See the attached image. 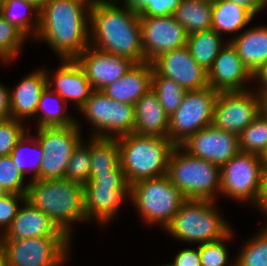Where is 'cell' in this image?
Returning a JSON list of instances; mask_svg holds the SVG:
<instances>
[{
    "label": "cell",
    "mask_w": 267,
    "mask_h": 266,
    "mask_svg": "<svg viewBox=\"0 0 267 266\" xmlns=\"http://www.w3.org/2000/svg\"><path fill=\"white\" fill-rule=\"evenodd\" d=\"M33 40L48 43L59 60L76 59L90 45V7L78 0H46Z\"/></svg>",
    "instance_id": "obj_1"
},
{
    "label": "cell",
    "mask_w": 267,
    "mask_h": 266,
    "mask_svg": "<svg viewBox=\"0 0 267 266\" xmlns=\"http://www.w3.org/2000/svg\"><path fill=\"white\" fill-rule=\"evenodd\" d=\"M118 4L99 1L90 7V46L135 64L145 63L140 16Z\"/></svg>",
    "instance_id": "obj_2"
},
{
    "label": "cell",
    "mask_w": 267,
    "mask_h": 266,
    "mask_svg": "<svg viewBox=\"0 0 267 266\" xmlns=\"http://www.w3.org/2000/svg\"><path fill=\"white\" fill-rule=\"evenodd\" d=\"M26 200L50 216L70 239L73 223H88L84 210V188L79 183L65 178L34 179L29 181Z\"/></svg>",
    "instance_id": "obj_3"
},
{
    "label": "cell",
    "mask_w": 267,
    "mask_h": 266,
    "mask_svg": "<svg viewBox=\"0 0 267 266\" xmlns=\"http://www.w3.org/2000/svg\"><path fill=\"white\" fill-rule=\"evenodd\" d=\"M117 140L128 184L167 175L169 157L176 147L168 138L131 133Z\"/></svg>",
    "instance_id": "obj_4"
},
{
    "label": "cell",
    "mask_w": 267,
    "mask_h": 266,
    "mask_svg": "<svg viewBox=\"0 0 267 266\" xmlns=\"http://www.w3.org/2000/svg\"><path fill=\"white\" fill-rule=\"evenodd\" d=\"M216 202L186 199L164 230L179 241L198 245L220 240L233 228L218 211Z\"/></svg>",
    "instance_id": "obj_5"
},
{
    "label": "cell",
    "mask_w": 267,
    "mask_h": 266,
    "mask_svg": "<svg viewBox=\"0 0 267 266\" xmlns=\"http://www.w3.org/2000/svg\"><path fill=\"white\" fill-rule=\"evenodd\" d=\"M167 176L186 199L217 200L220 166L186 153L176 146L168 161Z\"/></svg>",
    "instance_id": "obj_6"
},
{
    "label": "cell",
    "mask_w": 267,
    "mask_h": 266,
    "mask_svg": "<svg viewBox=\"0 0 267 266\" xmlns=\"http://www.w3.org/2000/svg\"><path fill=\"white\" fill-rule=\"evenodd\" d=\"M186 198L167 175L143 179L131 185V203L146 225L165 229ZM143 218V219H142Z\"/></svg>",
    "instance_id": "obj_7"
},
{
    "label": "cell",
    "mask_w": 267,
    "mask_h": 266,
    "mask_svg": "<svg viewBox=\"0 0 267 266\" xmlns=\"http://www.w3.org/2000/svg\"><path fill=\"white\" fill-rule=\"evenodd\" d=\"M83 188L86 219L102 226L116 218L124 200L131 201V185L120 165L112 173L91 174Z\"/></svg>",
    "instance_id": "obj_8"
},
{
    "label": "cell",
    "mask_w": 267,
    "mask_h": 266,
    "mask_svg": "<svg viewBox=\"0 0 267 266\" xmlns=\"http://www.w3.org/2000/svg\"><path fill=\"white\" fill-rule=\"evenodd\" d=\"M68 236L0 239L6 266H61L70 254Z\"/></svg>",
    "instance_id": "obj_9"
},
{
    "label": "cell",
    "mask_w": 267,
    "mask_h": 266,
    "mask_svg": "<svg viewBox=\"0 0 267 266\" xmlns=\"http://www.w3.org/2000/svg\"><path fill=\"white\" fill-rule=\"evenodd\" d=\"M79 112L93 127L91 137L118 138L133 133L134 105L117 102L101 90H94Z\"/></svg>",
    "instance_id": "obj_10"
},
{
    "label": "cell",
    "mask_w": 267,
    "mask_h": 266,
    "mask_svg": "<svg viewBox=\"0 0 267 266\" xmlns=\"http://www.w3.org/2000/svg\"><path fill=\"white\" fill-rule=\"evenodd\" d=\"M265 173L259 155L239 151L220 167V194L255 206Z\"/></svg>",
    "instance_id": "obj_11"
},
{
    "label": "cell",
    "mask_w": 267,
    "mask_h": 266,
    "mask_svg": "<svg viewBox=\"0 0 267 266\" xmlns=\"http://www.w3.org/2000/svg\"><path fill=\"white\" fill-rule=\"evenodd\" d=\"M218 95L219 91L210 86L185 93L181 105L169 117L168 139L175 146L202 128L212 125Z\"/></svg>",
    "instance_id": "obj_12"
},
{
    "label": "cell",
    "mask_w": 267,
    "mask_h": 266,
    "mask_svg": "<svg viewBox=\"0 0 267 266\" xmlns=\"http://www.w3.org/2000/svg\"><path fill=\"white\" fill-rule=\"evenodd\" d=\"M80 122L64 127L36 128V139L45 154L39 180L64 178L74 148L83 139Z\"/></svg>",
    "instance_id": "obj_13"
},
{
    "label": "cell",
    "mask_w": 267,
    "mask_h": 266,
    "mask_svg": "<svg viewBox=\"0 0 267 266\" xmlns=\"http://www.w3.org/2000/svg\"><path fill=\"white\" fill-rule=\"evenodd\" d=\"M260 113V97L253 88L219 92L214 106L212 125L239 135Z\"/></svg>",
    "instance_id": "obj_14"
},
{
    "label": "cell",
    "mask_w": 267,
    "mask_h": 266,
    "mask_svg": "<svg viewBox=\"0 0 267 266\" xmlns=\"http://www.w3.org/2000/svg\"><path fill=\"white\" fill-rule=\"evenodd\" d=\"M141 43L146 62L160 54L187 44L188 34L173 15L166 17L140 16Z\"/></svg>",
    "instance_id": "obj_15"
},
{
    "label": "cell",
    "mask_w": 267,
    "mask_h": 266,
    "mask_svg": "<svg viewBox=\"0 0 267 266\" xmlns=\"http://www.w3.org/2000/svg\"><path fill=\"white\" fill-rule=\"evenodd\" d=\"M186 153L222 166L239 150L238 135L216 128H202L179 145Z\"/></svg>",
    "instance_id": "obj_16"
},
{
    "label": "cell",
    "mask_w": 267,
    "mask_h": 266,
    "mask_svg": "<svg viewBox=\"0 0 267 266\" xmlns=\"http://www.w3.org/2000/svg\"><path fill=\"white\" fill-rule=\"evenodd\" d=\"M151 64L157 74L174 80L186 91L209 86L208 71L193 59L187 46L164 52Z\"/></svg>",
    "instance_id": "obj_17"
},
{
    "label": "cell",
    "mask_w": 267,
    "mask_h": 266,
    "mask_svg": "<svg viewBox=\"0 0 267 266\" xmlns=\"http://www.w3.org/2000/svg\"><path fill=\"white\" fill-rule=\"evenodd\" d=\"M94 90H102L124 76L135 63L88 46L76 59Z\"/></svg>",
    "instance_id": "obj_18"
},
{
    "label": "cell",
    "mask_w": 267,
    "mask_h": 266,
    "mask_svg": "<svg viewBox=\"0 0 267 266\" xmlns=\"http://www.w3.org/2000/svg\"><path fill=\"white\" fill-rule=\"evenodd\" d=\"M60 64L52 75L45 69L47 87L62 97L65 102L73 104L79 111L94 89L83 68L75 59H61Z\"/></svg>",
    "instance_id": "obj_19"
},
{
    "label": "cell",
    "mask_w": 267,
    "mask_h": 266,
    "mask_svg": "<svg viewBox=\"0 0 267 266\" xmlns=\"http://www.w3.org/2000/svg\"><path fill=\"white\" fill-rule=\"evenodd\" d=\"M253 81V74L244 65L230 42L219 52L208 70L209 86L219 92L247 90L246 82Z\"/></svg>",
    "instance_id": "obj_20"
},
{
    "label": "cell",
    "mask_w": 267,
    "mask_h": 266,
    "mask_svg": "<svg viewBox=\"0 0 267 266\" xmlns=\"http://www.w3.org/2000/svg\"><path fill=\"white\" fill-rule=\"evenodd\" d=\"M67 236L41 210L34 207L26 199L19 207L11 226L0 236V239H25L32 237Z\"/></svg>",
    "instance_id": "obj_21"
},
{
    "label": "cell",
    "mask_w": 267,
    "mask_h": 266,
    "mask_svg": "<svg viewBox=\"0 0 267 266\" xmlns=\"http://www.w3.org/2000/svg\"><path fill=\"white\" fill-rule=\"evenodd\" d=\"M47 87L45 69L39 68L22 78L9 89L11 118L24 121L35 116L42 92Z\"/></svg>",
    "instance_id": "obj_22"
},
{
    "label": "cell",
    "mask_w": 267,
    "mask_h": 266,
    "mask_svg": "<svg viewBox=\"0 0 267 266\" xmlns=\"http://www.w3.org/2000/svg\"><path fill=\"white\" fill-rule=\"evenodd\" d=\"M151 62L135 64L124 76L101 91L121 103L135 105L152 88Z\"/></svg>",
    "instance_id": "obj_23"
},
{
    "label": "cell",
    "mask_w": 267,
    "mask_h": 266,
    "mask_svg": "<svg viewBox=\"0 0 267 266\" xmlns=\"http://www.w3.org/2000/svg\"><path fill=\"white\" fill-rule=\"evenodd\" d=\"M135 126L138 135L168 138L169 116L163 110L156 93L150 89L134 105Z\"/></svg>",
    "instance_id": "obj_24"
},
{
    "label": "cell",
    "mask_w": 267,
    "mask_h": 266,
    "mask_svg": "<svg viewBox=\"0 0 267 266\" xmlns=\"http://www.w3.org/2000/svg\"><path fill=\"white\" fill-rule=\"evenodd\" d=\"M228 41L252 74L267 62V25L247 28Z\"/></svg>",
    "instance_id": "obj_25"
},
{
    "label": "cell",
    "mask_w": 267,
    "mask_h": 266,
    "mask_svg": "<svg viewBox=\"0 0 267 266\" xmlns=\"http://www.w3.org/2000/svg\"><path fill=\"white\" fill-rule=\"evenodd\" d=\"M254 16L244 7L227 1L214 0L212 1V28L220 36L229 33H241L244 27L248 25Z\"/></svg>",
    "instance_id": "obj_26"
},
{
    "label": "cell",
    "mask_w": 267,
    "mask_h": 266,
    "mask_svg": "<svg viewBox=\"0 0 267 266\" xmlns=\"http://www.w3.org/2000/svg\"><path fill=\"white\" fill-rule=\"evenodd\" d=\"M51 102V103H50ZM68 103L46 87L36 109V127H64L77 124V120L66 112ZM39 115V116H38Z\"/></svg>",
    "instance_id": "obj_27"
},
{
    "label": "cell",
    "mask_w": 267,
    "mask_h": 266,
    "mask_svg": "<svg viewBox=\"0 0 267 266\" xmlns=\"http://www.w3.org/2000/svg\"><path fill=\"white\" fill-rule=\"evenodd\" d=\"M173 17L189 35L212 28V1L182 0Z\"/></svg>",
    "instance_id": "obj_28"
},
{
    "label": "cell",
    "mask_w": 267,
    "mask_h": 266,
    "mask_svg": "<svg viewBox=\"0 0 267 266\" xmlns=\"http://www.w3.org/2000/svg\"><path fill=\"white\" fill-rule=\"evenodd\" d=\"M224 42L222 36L210 29L189 34L186 46L193 59L208 71L219 52L229 41Z\"/></svg>",
    "instance_id": "obj_29"
},
{
    "label": "cell",
    "mask_w": 267,
    "mask_h": 266,
    "mask_svg": "<svg viewBox=\"0 0 267 266\" xmlns=\"http://www.w3.org/2000/svg\"><path fill=\"white\" fill-rule=\"evenodd\" d=\"M33 136L30 135V130H27L10 154L15 166L24 176L27 172L33 173L28 181L39 180L40 166L45 156L39 141Z\"/></svg>",
    "instance_id": "obj_30"
},
{
    "label": "cell",
    "mask_w": 267,
    "mask_h": 266,
    "mask_svg": "<svg viewBox=\"0 0 267 266\" xmlns=\"http://www.w3.org/2000/svg\"><path fill=\"white\" fill-rule=\"evenodd\" d=\"M39 13L40 10L36 6L23 0H6L0 12L6 20L18 28L27 38L32 35L30 39H34L38 32Z\"/></svg>",
    "instance_id": "obj_31"
},
{
    "label": "cell",
    "mask_w": 267,
    "mask_h": 266,
    "mask_svg": "<svg viewBox=\"0 0 267 266\" xmlns=\"http://www.w3.org/2000/svg\"><path fill=\"white\" fill-rule=\"evenodd\" d=\"M91 174L112 173L120 165L117 138L90 137Z\"/></svg>",
    "instance_id": "obj_32"
},
{
    "label": "cell",
    "mask_w": 267,
    "mask_h": 266,
    "mask_svg": "<svg viewBox=\"0 0 267 266\" xmlns=\"http://www.w3.org/2000/svg\"><path fill=\"white\" fill-rule=\"evenodd\" d=\"M157 95L163 110L170 117L181 105L183 97L187 92L174 80L160 76L154 70L152 73V88Z\"/></svg>",
    "instance_id": "obj_33"
},
{
    "label": "cell",
    "mask_w": 267,
    "mask_h": 266,
    "mask_svg": "<svg viewBox=\"0 0 267 266\" xmlns=\"http://www.w3.org/2000/svg\"><path fill=\"white\" fill-rule=\"evenodd\" d=\"M239 251L235 266H267V226L259 229Z\"/></svg>",
    "instance_id": "obj_34"
},
{
    "label": "cell",
    "mask_w": 267,
    "mask_h": 266,
    "mask_svg": "<svg viewBox=\"0 0 267 266\" xmlns=\"http://www.w3.org/2000/svg\"><path fill=\"white\" fill-rule=\"evenodd\" d=\"M87 141L86 144L82 139L74 148L64 175L65 179L83 186L89 182L91 175L90 139Z\"/></svg>",
    "instance_id": "obj_35"
},
{
    "label": "cell",
    "mask_w": 267,
    "mask_h": 266,
    "mask_svg": "<svg viewBox=\"0 0 267 266\" xmlns=\"http://www.w3.org/2000/svg\"><path fill=\"white\" fill-rule=\"evenodd\" d=\"M241 152L261 155L267 148V117L262 113L239 135Z\"/></svg>",
    "instance_id": "obj_36"
},
{
    "label": "cell",
    "mask_w": 267,
    "mask_h": 266,
    "mask_svg": "<svg viewBox=\"0 0 267 266\" xmlns=\"http://www.w3.org/2000/svg\"><path fill=\"white\" fill-rule=\"evenodd\" d=\"M27 37L0 14V60L8 64L17 58Z\"/></svg>",
    "instance_id": "obj_37"
},
{
    "label": "cell",
    "mask_w": 267,
    "mask_h": 266,
    "mask_svg": "<svg viewBox=\"0 0 267 266\" xmlns=\"http://www.w3.org/2000/svg\"><path fill=\"white\" fill-rule=\"evenodd\" d=\"M233 230L220 240L199 245L201 266H235V259L229 261V252L225 241L232 239ZM226 244V245H225ZM232 261V262H231ZM231 262V263H230Z\"/></svg>",
    "instance_id": "obj_38"
},
{
    "label": "cell",
    "mask_w": 267,
    "mask_h": 266,
    "mask_svg": "<svg viewBox=\"0 0 267 266\" xmlns=\"http://www.w3.org/2000/svg\"><path fill=\"white\" fill-rule=\"evenodd\" d=\"M15 166L10 155L0 157V186L6 193L27 194L29 182Z\"/></svg>",
    "instance_id": "obj_39"
},
{
    "label": "cell",
    "mask_w": 267,
    "mask_h": 266,
    "mask_svg": "<svg viewBox=\"0 0 267 266\" xmlns=\"http://www.w3.org/2000/svg\"><path fill=\"white\" fill-rule=\"evenodd\" d=\"M26 122L8 118L0 120V157L10 155L18 140L28 130Z\"/></svg>",
    "instance_id": "obj_40"
},
{
    "label": "cell",
    "mask_w": 267,
    "mask_h": 266,
    "mask_svg": "<svg viewBox=\"0 0 267 266\" xmlns=\"http://www.w3.org/2000/svg\"><path fill=\"white\" fill-rule=\"evenodd\" d=\"M26 195L16 193H6L0 197V236L11 226L17 211Z\"/></svg>",
    "instance_id": "obj_41"
},
{
    "label": "cell",
    "mask_w": 267,
    "mask_h": 266,
    "mask_svg": "<svg viewBox=\"0 0 267 266\" xmlns=\"http://www.w3.org/2000/svg\"><path fill=\"white\" fill-rule=\"evenodd\" d=\"M182 0H149V6L139 16L166 17L173 15Z\"/></svg>",
    "instance_id": "obj_42"
},
{
    "label": "cell",
    "mask_w": 267,
    "mask_h": 266,
    "mask_svg": "<svg viewBox=\"0 0 267 266\" xmlns=\"http://www.w3.org/2000/svg\"><path fill=\"white\" fill-rule=\"evenodd\" d=\"M170 266H201L199 245L196 248H185L179 251L174 262L169 263Z\"/></svg>",
    "instance_id": "obj_43"
},
{
    "label": "cell",
    "mask_w": 267,
    "mask_h": 266,
    "mask_svg": "<svg viewBox=\"0 0 267 266\" xmlns=\"http://www.w3.org/2000/svg\"><path fill=\"white\" fill-rule=\"evenodd\" d=\"M11 118L9 89L0 83V120Z\"/></svg>",
    "instance_id": "obj_44"
},
{
    "label": "cell",
    "mask_w": 267,
    "mask_h": 266,
    "mask_svg": "<svg viewBox=\"0 0 267 266\" xmlns=\"http://www.w3.org/2000/svg\"><path fill=\"white\" fill-rule=\"evenodd\" d=\"M246 8L254 17L267 6V0H227Z\"/></svg>",
    "instance_id": "obj_45"
},
{
    "label": "cell",
    "mask_w": 267,
    "mask_h": 266,
    "mask_svg": "<svg viewBox=\"0 0 267 266\" xmlns=\"http://www.w3.org/2000/svg\"><path fill=\"white\" fill-rule=\"evenodd\" d=\"M121 1L129 11L140 15L148 6L149 0H115V2Z\"/></svg>",
    "instance_id": "obj_46"
},
{
    "label": "cell",
    "mask_w": 267,
    "mask_h": 266,
    "mask_svg": "<svg viewBox=\"0 0 267 266\" xmlns=\"http://www.w3.org/2000/svg\"><path fill=\"white\" fill-rule=\"evenodd\" d=\"M254 207H257L258 210H260L261 212H263V214H265L264 216H267V173H265L264 175L263 183L261 185L260 195ZM264 226H267V222L264 224Z\"/></svg>",
    "instance_id": "obj_47"
},
{
    "label": "cell",
    "mask_w": 267,
    "mask_h": 266,
    "mask_svg": "<svg viewBox=\"0 0 267 266\" xmlns=\"http://www.w3.org/2000/svg\"><path fill=\"white\" fill-rule=\"evenodd\" d=\"M258 79V80H257ZM253 80L259 82L258 88L255 89L256 93L267 91V62L264 63L255 73H253Z\"/></svg>",
    "instance_id": "obj_48"
},
{
    "label": "cell",
    "mask_w": 267,
    "mask_h": 266,
    "mask_svg": "<svg viewBox=\"0 0 267 266\" xmlns=\"http://www.w3.org/2000/svg\"><path fill=\"white\" fill-rule=\"evenodd\" d=\"M258 94L261 102V113L267 117V91H261Z\"/></svg>",
    "instance_id": "obj_49"
},
{
    "label": "cell",
    "mask_w": 267,
    "mask_h": 266,
    "mask_svg": "<svg viewBox=\"0 0 267 266\" xmlns=\"http://www.w3.org/2000/svg\"><path fill=\"white\" fill-rule=\"evenodd\" d=\"M260 158H261V162H262L263 168H264L265 172L267 173V148L260 155Z\"/></svg>",
    "instance_id": "obj_50"
},
{
    "label": "cell",
    "mask_w": 267,
    "mask_h": 266,
    "mask_svg": "<svg viewBox=\"0 0 267 266\" xmlns=\"http://www.w3.org/2000/svg\"><path fill=\"white\" fill-rule=\"evenodd\" d=\"M23 1L32 3L34 6H36L40 10L46 0H23Z\"/></svg>",
    "instance_id": "obj_51"
},
{
    "label": "cell",
    "mask_w": 267,
    "mask_h": 266,
    "mask_svg": "<svg viewBox=\"0 0 267 266\" xmlns=\"http://www.w3.org/2000/svg\"><path fill=\"white\" fill-rule=\"evenodd\" d=\"M78 1L87 4L89 7L93 6L97 2L96 0H78Z\"/></svg>",
    "instance_id": "obj_52"
},
{
    "label": "cell",
    "mask_w": 267,
    "mask_h": 266,
    "mask_svg": "<svg viewBox=\"0 0 267 266\" xmlns=\"http://www.w3.org/2000/svg\"><path fill=\"white\" fill-rule=\"evenodd\" d=\"M0 266H6L4 256L1 250H0Z\"/></svg>",
    "instance_id": "obj_53"
},
{
    "label": "cell",
    "mask_w": 267,
    "mask_h": 266,
    "mask_svg": "<svg viewBox=\"0 0 267 266\" xmlns=\"http://www.w3.org/2000/svg\"><path fill=\"white\" fill-rule=\"evenodd\" d=\"M5 2H6V0H0V12H1L2 7H3Z\"/></svg>",
    "instance_id": "obj_54"
},
{
    "label": "cell",
    "mask_w": 267,
    "mask_h": 266,
    "mask_svg": "<svg viewBox=\"0 0 267 266\" xmlns=\"http://www.w3.org/2000/svg\"><path fill=\"white\" fill-rule=\"evenodd\" d=\"M4 194H6V192L2 189V187L0 186V197H2Z\"/></svg>",
    "instance_id": "obj_55"
},
{
    "label": "cell",
    "mask_w": 267,
    "mask_h": 266,
    "mask_svg": "<svg viewBox=\"0 0 267 266\" xmlns=\"http://www.w3.org/2000/svg\"><path fill=\"white\" fill-rule=\"evenodd\" d=\"M97 2L99 1H115V0H96Z\"/></svg>",
    "instance_id": "obj_56"
},
{
    "label": "cell",
    "mask_w": 267,
    "mask_h": 266,
    "mask_svg": "<svg viewBox=\"0 0 267 266\" xmlns=\"http://www.w3.org/2000/svg\"><path fill=\"white\" fill-rule=\"evenodd\" d=\"M160 266H170V265H169V263H167V264H162Z\"/></svg>",
    "instance_id": "obj_57"
}]
</instances>
